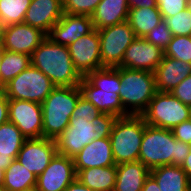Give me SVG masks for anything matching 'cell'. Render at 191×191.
<instances>
[{
	"label": "cell",
	"mask_w": 191,
	"mask_h": 191,
	"mask_svg": "<svg viewBox=\"0 0 191 191\" xmlns=\"http://www.w3.org/2000/svg\"><path fill=\"white\" fill-rule=\"evenodd\" d=\"M191 145L175 139L171 129L145 125L139 158L149 170L163 166H182Z\"/></svg>",
	"instance_id": "obj_1"
},
{
	"label": "cell",
	"mask_w": 191,
	"mask_h": 191,
	"mask_svg": "<svg viewBox=\"0 0 191 191\" xmlns=\"http://www.w3.org/2000/svg\"><path fill=\"white\" fill-rule=\"evenodd\" d=\"M119 67H104L83 76L79 88L87 101L101 112L115 117L125 116V109L119 97Z\"/></svg>",
	"instance_id": "obj_2"
},
{
	"label": "cell",
	"mask_w": 191,
	"mask_h": 191,
	"mask_svg": "<svg viewBox=\"0 0 191 191\" xmlns=\"http://www.w3.org/2000/svg\"><path fill=\"white\" fill-rule=\"evenodd\" d=\"M31 64L56 87L79 86L83 78L73 65L68 46L56 44L48 37L34 50Z\"/></svg>",
	"instance_id": "obj_3"
},
{
	"label": "cell",
	"mask_w": 191,
	"mask_h": 191,
	"mask_svg": "<svg viewBox=\"0 0 191 191\" xmlns=\"http://www.w3.org/2000/svg\"><path fill=\"white\" fill-rule=\"evenodd\" d=\"M117 117L102 113L91 121L70 118L56 141L57 153L73 158L94 139L109 137Z\"/></svg>",
	"instance_id": "obj_4"
},
{
	"label": "cell",
	"mask_w": 191,
	"mask_h": 191,
	"mask_svg": "<svg viewBox=\"0 0 191 191\" xmlns=\"http://www.w3.org/2000/svg\"><path fill=\"white\" fill-rule=\"evenodd\" d=\"M79 86L55 87L41 103L43 114V137L57 139L69 126V120L79 98Z\"/></svg>",
	"instance_id": "obj_5"
},
{
	"label": "cell",
	"mask_w": 191,
	"mask_h": 191,
	"mask_svg": "<svg viewBox=\"0 0 191 191\" xmlns=\"http://www.w3.org/2000/svg\"><path fill=\"white\" fill-rule=\"evenodd\" d=\"M119 97L125 116L142 115L157 92L154 72L119 67Z\"/></svg>",
	"instance_id": "obj_6"
},
{
	"label": "cell",
	"mask_w": 191,
	"mask_h": 191,
	"mask_svg": "<svg viewBox=\"0 0 191 191\" xmlns=\"http://www.w3.org/2000/svg\"><path fill=\"white\" fill-rule=\"evenodd\" d=\"M145 125L142 115L116 118L109 136L116 165L138 161Z\"/></svg>",
	"instance_id": "obj_7"
},
{
	"label": "cell",
	"mask_w": 191,
	"mask_h": 191,
	"mask_svg": "<svg viewBox=\"0 0 191 191\" xmlns=\"http://www.w3.org/2000/svg\"><path fill=\"white\" fill-rule=\"evenodd\" d=\"M190 108L169 92H156L142 117L147 125L172 129L190 119Z\"/></svg>",
	"instance_id": "obj_8"
},
{
	"label": "cell",
	"mask_w": 191,
	"mask_h": 191,
	"mask_svg": "<svg viewBox=\"0 0 191 191\" xmlns=\"http://www.w3.org/2000/svg\"><path fill=\"white\" fill-rule=\"evenodd\" d=\"M56 86L32 64L5 87L3 92L8 99L26 100L42 103Z\"/></svg>",
	"instance_id": "obj_9"
},
{
	"label": "cell",
	"mask_w": 191,
	"mask_h": 191,
	"mask_svg": "<svg viewBox=\"0 0 191 191\" xmlns=\"http://www.w3.org/2000/svg\"><path fill=\"white\" fill-rule=\"evenodd\" d=\"M100 55L103 67H119L126 49L137 38L130 24L126 21L98 30Z\"/></svg>",
	"instance_id": "obj_10"
},
{
	"label": "cell",
	"mask_w": 191,
	"mask_h": 191,
	"mask_svg": "<svg viewBox=\"0 0 191 191\" xmlns=\"http://www.w3.org/2000/svg\"><path fill=\"white\" fill-rule=\"evenodd\" d=\"M9 121L14 123L26 139L43 137V114L40 103L8 99Z\"/></svg>",
	"instance_id": "obj_11"
},
{
	"label": "cell",
	"mask_w": 191,
	"mask_h": 191,
	"mask_svg": "<svg viewBox=\"0 0 191 191\" xmlns=\"http://www.w3.org/2000/svg\"><path fill=\"white\" fill-rule=\"evenodd\" d=\"M76 179L73 158L56 154L37 177L36 191H64Z\"/></svg>",
	"instance_id": "obj_12"
},
{
	"label": "cell",
	"mask_w": 191,
	"mask_h": 191,
	"mask_svg": "<svg viewBox=\"0 0 191 191\" xmlns=\"http://www.w3.org/2000/svg\"><path fill=\"white\" fill-rule=\"evenodd\" d=\"M56 154L55 140L45 137L31 138L24 141L16 159L38 177Z\"/></svg>",
	"instance_id": "obj_13"
},
{
	"label": "cell",
	"mask_w": 191,
	"mask_h": 191,
	"mask_svg": "<svg viewBox=\"0 0 191 191\" xmlns=\"http://www.w3.org/2000/svg\"><path fill=\"white\" fill-rule=\"evenodd\" d=\"M73 65L85 76L87 73L104 68L101 64L100 38L98 30L82 36L68 46Z\"/></svg>",
	"instance_id": "obj_14"
},
{
	"label": "cell",
	"mask_w": 191,
	"mask_h": 191,
	"mask_svg": "<svg viewBox=\"0 0 191 191\" xmlns=\"http://www.w3.org/2000/svg\"><path fill=\"white\" fill-rule=\"evenodd\" d=\"M164 57V51L145 38L137 37L126 49L119 67L154 72Z\"/></svg>",
	"instance_id": "obj_15"
},
{
	"label": "cell",
	"mask_w": 191,
	"mask_h": 191,
	"mask_svg": "<svg viewBox=\"0 0 191 191\" xmlns=\"http://www.w3.org/2000/svg\"><path fill=\"white\" fill-rule=\"evenodd\" d=\"M47 35L40 29L25 23L5 27L2 46L5 50L32 55Z\"/></svg>",
	"instance_id": "obj_16"
},
{
	"label": "cell",
	"mask_w": 191,
	"mask_h": 191,
	"mask_svg": "<svg viewBox=\"0 0 191 191\" xmlns=\"http://www.w3.org/2000/svg\"><path fill=\"white\" fill-rule=\"evenodd\" d=\"M93 30L94 25L90 16L63 13V16L51 28L47 37L56 44L69 46L72 42Z\"/></svg>",
	"instance_id": "obj_17"
},
{
	"label": "cell",
	"mask_w": 191,
	"mask_h": 191,
	"mask_svg": "<svg viewBox=\"0 0 191 191\" xmlns=\"http://www.w3.org/2000/svg\"><path fill=\"white\" fill-rule=\"evenodd\" d=\"M63 13L61 0H31L23 23L38 28L48 35Z\"/></svg>",
	"instance_id": "obj_18"
},
{
	"label": "cell",
	"mask_w": 191,
	"mask_h": 191,
	"mask_svg": "<svg viewBox=\"0 0 191 191\" xmlns=\"http://www.w3.org/2000/svg\"><path fill=\"white\" fill-rule=\"evenodd\" d=\"M75 172L93 167L116 165L109 137L92 140L73 157Z\"/></svg>",
	"instance_id": "obj_19"
},
{
	"label": "cell",
	"mask_w": 191,
	"mask_h": 191,
	"mask_svg": "<svg viewBox=\"0 0 191 191\" xmlns=\"http://www.w3.org/2000/svg\"><path fill=\"white\" fill-rule=\"evenodd\" d=\"M191 74V63L164 56L154 71L157 92H171Z\"/></svg>",
	"instance_id": "obj_20"
},
{
	"label": "cell",
	"mask_w": 191,
	"mask_h": 191,
	"mask_svg": "<svg viewBox=\"0 0 191 191\" xmlns=\"http://www.w3.org/2000/svg\"><path fill=\"white\" fill-rule=\"evenodd\" d=\"M129 10L127 0H101L91 16L94 29L100 30L126 22Z\"/></svg>",
	"instance_id": "obj_21"
},
{
	"label": "cell",
	"mask_w": 191,
	"mask_h": 191,
	"mask_svg": "<svg viewBox=\"0 0 191 191\" xmlns=\"http://www.w3.org/2000/svg\"><path fill=\"white\" fill-rule=\"evenodd\" d=\"M150 170L139 160L117 165L114 191H141Z\"/></svg>",
	"instance_id": "obj_22"
},
{
	"label": "cell",
	"mask_w": 191,
	"mask_h": 191,
	"mask_svg": "<svg viewBox=\"0 0 191 191\" xmlns=\"http://www.w3.org/2000/svg\"><path fill=\"white\" fill-rule=\"evenodd\" d=\"M160 191H191V179L181 166L163 165L150 170Z\"/></svg>",
	"instance_id": "obj_23"
},
{
	"label": "cell",
	"mask_w": 191,
	"mask_h": 191,
	"mask_svg": "<svg viewBox=\"0 0 191 191\" xmlns=\"http://www.w3.org/2000/svg\"><path fill=\"white\" fill-rule=\"evenodd\" d=\"M117 165L79 170L76 178L94 191H114Z\"/></svg>",
	"instance_id": "obj_24"
},
{
	"label": "cell",
	"mask_w": 191,
	"mask_h": 191,
	"mask_svg": "<svg viewBox=\"0 0 191 191\" xmlns=\"http://www.w3.org/2000/svg\"><path fill=\"white\" fill-rule=\"evenodd\" d=\"M37 176L15 159L7 168L2 188L7 191H23L36 187Z\"/></svg>",
	"instance_id": "obj_25"
},
{
	"label": "cell",
	"mask_w": 191,
	"mask_h": 191,
	"mask_svg": "<svg viewBox=\"0 0 191 191\" xmlns=\"http://www.w3.org/2000/svg\"><path fill=\"white\" fill-rule=\"evenodd\" d=\"M163 21L158 8L130 9L127 22L133 29L136 37L144 38L154 27Z\"/></svg>",
	"instance_id": "obj_26"
},
{
	"label": "cell",
	"mask_w": 191,
	"mask_h": 191,
	"mask_svg": "<svg viewBox=\"0 0 191 191\" xmlns=\"http://www.w3.org/2000/svg\"><path fill=\"white\" fill-rule=\"evenodd\" d=\"M30 65V55L5 50L0 66V84L5 87L13 78Z\"/></svg>",
	"instance_id": "obj_27"
},
{
	"label": "cell",
	"mask_w": 191,
	"mask_h": 191,
	"mask_svg": "<svg viewBox=\"0 0 191 191\" xmlns=\"http://www.w3.org/2000/svg\"><path fill=\"white\" fill-rule=\"evenodd\" d=\"M26 138L16 125L7 121L0 125V156L17 158Z\"/></svg>",
	"instance_id": "obj_28"
},
{
	"label": "cell",
	"mask_w": 191,
	"mask_h": 191,
	"mask_svg": "<svg viewBox=\"0 0 191 191\" xmlns=\"http://www.w3.org/2000/svg\"><path fill=\"white\" fill-rule=\"evenodd\" d=\"M31 0H0V21L5 25L23 23Z\"/></svg>",
	"instance_id": "obj_29"
},
{
	"label": "cell",
	"mask_w": 191,
	"mask_h": 191,
	"mask_svg": "<svg viewBox=\"0 0 191 191\" xmlns=\"http://www.w3.org/2000/svg\"><path fill=\"white\" fill-rule=\"evenodd\" d=\"M164 56L191 63L190 36H173L164 51Z\"/></svg>",
	"instance_id": "obj_30"
},
{
	"label": "cell",
	"mask_w": 191,
	"mask_h": 191,
	"mask_svg": "<svg viewBox=\"0 0 191 191\" xmlns=\"http://www.w3.org/2000/svg\"><path fill=\"white\" fill-rule=\"evenodd\" d=\"M173 36L191 35V11L186 8L175 16L163 18Z\"/></svg>",
	"instance_id": "obj_31"
},
{
	"label": "cell",
	"mask_w": 191,
	"mask_h": 191,
	"mask_svg": "<svg viewBox=\"0 0 191 191\" xmlns=\"http://www.w3.org/2000/svg\"><path fill=\"white\" fill-rule=\"evenodd\" d=\"M101 0H66L63 12L71 15L92 16Z\"/></svg>",
	"instance_id": "obj_32"
},
{
	"label": "cell",
	"mask_w": 191,
	"mask_h": 191,
	"mask_svg": "<svg viewBox=\"0 0 191 191\" xmlns=\"http://www.w3.org/2000/svg\"><path fill=\"white\" fill-rule=\"evenodd\" d=\"M172 37L173 35L171 31L168 29L165 22L162 21L158 24V26L154 27L144 38L153 45H156L165 51Z\"/></svg>",
	"instance_id": "obj_33"
},
{
	"label": "cell",
	"mask_w": 191,
	"mask_h": 191,
	"mask_svg": "<svg viewBox=\"0 0 191 191\" xmlns=\"http://www.w3.org/2000/svg\"><path fill=\"white\" fill-rule=\"evenodd\" d=\"M102 113L95 107V105L87 101L84 97H80L71 118L77 120H88L91 121L93 118L98 117Z\"/></svg>",
	"instance_id": "obj_34"
},
{
	"label": "cell",
	"mask_w": 191,
	"mask_h": 191,
	"mask_svg": "<svg viewBox=\"0 0 191 191\" xmlns=\"http://www.w3.org/2000/svg\"><path fill=\"white\" fill-rule=\"evenodd\" d=\"M188 6V0H157V7L163 18L175 16Z\"/></svg>",
	"instance_id": "obj_35"
},
{
	"label": "cell",
	"mask_w": 191,
	"mask_h": 191,
	"mask_svg": "<svg viewBox=\"0 0 191 191\" xmlns=\"http://www.w3.org/2000/svg\"><path fill=\"white\" fill-rule=\"evenodd\" d=\"M170 93L182 103L191 107V74L178 84Z\"/></svg>",
	"instance_id": "obj_36"
},
{
	"label": "cell",
	"mask_w": 191,
	"mask_h": 191,
	"mask_svg": "<svg viewBox=\"0 0 191 191\" xmlns=\"http://www.w3.org/2000/svg\"><path fill=\"white\" fill-rule=\"evenodd\" d=\"M171 130L175 139L191 145V119L176 125Z\"/></svg>",
	"instance_id": "obj_37"
},
{
	"label": "cell",
	"mask_w": 191,
	"mask_h": 191,
	"mask_svg": "<svg viewBox=\"0 0 191 191\" xmlns=\"http://www.w3.org/2000/svg\"><path fill=\"white\" fill-rule=\"evenodd\" d=\"M9 105L8 98L3 91L0 92V125L9 121L8 117Z\"/></svg>",
	"instance_id": "obj_38"
},
{
	"label": "cell",
	"mask_w": 191,
	"mask_h": 191,
	"mask_svg": "<svg viewBox=\"0 0 191 191\" xmlns=\"http://www.w3.org/2000/svg\"><path fill=\"white\" fill-rule=\"evenodd\" d=\"M129 9L136 8H158L157 0H127Z\"/></svg>",
	"instance_id": "obj_39"
},
{
	"label": "cell",
	"mask_w": 191,
	"mask_h": 191,
	"mask_svg": "<svg viewBox=\"0 0 191 191\" xmlns=\"http://www.w3.org/2000/svg\"><path fill=\"white\" fill-rule=\"evenodd\" d=\"M141 191H160V187L157 185L156 180L151 175H149L146 178Z\"/></svg>",
	"instance_id": "obj_40"
},
{
	"label": "cell",
	"mask_w": 191,
	"mask_h": 191,
	"mask_svg": "<svg viewBox=\"0 0 191 191\" xmlns=\"http://www.w3.org/2000/svg\"><path fill=\"white\" fill-rule=\"evenodd\" d=\"M64 191H94L83 185L77 178Z\"/></svg>",
	"instance_id": "obj_41"
},
{
	"label": "cell",
	"mask_w": 191,
	"mask_h": 191,
	"mask_svg": "<svg viewBox=\"0 0 191 191\" xmlns=\"http://www.w3.org/2000/svg\"><path fill=\"white\" fill-rule=\"evenodd\" d=\"M181 168L186 172L187 176L191 179V150L182 164Z\"/></svg>",
	"instance_id": "obj_42"
},
{
	"label": "cell",
	"mask_w": 191,
	"mask_h": 191,
	"mask_svg": "<svg viewBox=\"0 0 191 191\" xmlns=\"http://www.w3.org/2000/svg\"><path fill=\"white\" fill-rule=\"evenodd\" d=\"M14 160L15 159L13 157L0 156V166H2V169L6 171Z\"/></svg>",
	"instance_id": "obj_43"
},
{
	"label": "cell",
	"mask_w": 191,
	"mask_h": 191,
	"mask_svg": "<svg viewBox=\"0 0 191 191\" xmlns=\"http://www.w3.org/2000/svg\"><path fill=\"white\" fill-rule=\"evenodd\" d=\"M5 27L6 26L0 21V46H2L3 43Z\"/></svg>",
	"instance_id": "obj_44"
},
{
	"label": "cell",
	"mask_w": 191,
	"mask_h": 191,
	"mask_svg": "<svg viewBox=\"0 0 191 191\" xmlns=\"http://www.w3.org/2000/svg\"><path fill=\"white\" fill-rule=\"evenodd\" d=\"M4 52H5V49L3 48V46H0V66L2 63L3 56H4ZM3 90H4V87L0 84V92Z\"/></svg>",
	"instance_id": "obj_45"
},
{
	"label": "cell",
	"mask_w": 191,
	"mask_h": 191,
	"mask_svg": "<svg viewBox=\"0 0 191 191\" xmlns=\"http://www.w3.org/2000/svg\"><path fill=\"white\" fill-rule=\"evenodd\" d=\"M4 175H5V170H3L2 166H0V188H2L4 183Z\"/></svg>",
	"instance_id": "obj_46"
},
{
	"label": "cell",
	"mask_w": 191,
	"mask_h": 191,
	"mask_svg": "<svg viewBox=\"0 0 191 191\" xmlns=\"http://www.w3.org/2000/svg\"><path fill=\"white\" fill-rule=\"evenodd\" d=\"M187 8L191 11V0H188V6Z\"/></svg>",
	"instance_id": "obj_47"
},
{
	"label": "cell",
	"mask_w": 191,
	"mask_h": 191,
	"mask_svg": "<svg viewBox=\"0 0 191 191\" xmlns=\"http://www.w3.org/2000/svg\"><path fill=\"white\" fill-rule=\"evenodd\" d=\"M23 191H36V189L33 188V189H28V190H23Z\"/></svg>",
	"instance_id": "obj_48"
},
{
	"label": "cell",
	"mask_w": 191,
	"mask_h": 191,
	"mask_svg": "<svg viewBox=\"0 0 191 191\" xmlns=\"http://www.w3.org/2000/svg\"><path fill=\"white\" fill-rule=\"evenodd\" d=\"M0 191H7L5 188H0Z\"/></svg>",
	"instance_id": "obj_49"
}]
</instances>
